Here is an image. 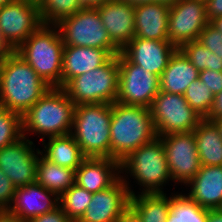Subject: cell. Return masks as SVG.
Wrapping results in <instances>:
<instances>
[{
  "mask_svg": "<svg viewBox=\"0 0 222 222\" xmlns=\"http://www.w3.org/2000/svg\"><path fill=\"white\" fill-rule=\"evenodd\" d=\"M163 143L172 180L188 184L201 168L194 131L159 137Z\"/></svg>",
  "mask_w": 222,
  "mask_h": 222,
  "instance_id": "obj_11",
  "label": "cell"
},
{
  "mask_svg": "<svg viewBox=\"0 0 222 222\" xmlns=\"http://www.w3.org/2000/svg\"><path fill=\"white\" fill-rule=\"evenodd\" d=\"M12 203L8 211L20 220L29 222L31 219L59 207V196L34 182L17 187Z\"/></svg>",
  "mask_w": 222,
  "mask_h": 222,
  "instance_id": "obj_17",
  "label": "cell"
},
{
  "mask_svg": "<svg viewBox=\"0 0 222 222\" xmlns=\"http://www.w3.org/2000/svg\"><path fill=\"white\" fill-rule=\"evenodd\" d=\"M183 96L198 115L203 119L209 117L215 95L199 78L189 84Z\"/></svg>",
  "mask_w": 222,
  "mask_h": 222,
  "instance_id": "obj_32",
  "label": "cell"
},
{
  "mask_svg": "<svg viewBox=\"0 0 222 222\" xmlns=\"http://www.w3.org/2000/svg\"><path fill=\"white\" fill-rule=\"evenodd\" d=\"M199 80L202 81L214 95L222 91V71L203 70L199 72Z\"/></svg>",
  "mask_w": 222,
  "mask_h": 222,
  "instance_id": "obj_36",
  "label": "cell"
},
{
  "mask_svg": "<svg viewBox=\"0 0 222 222\" xmlns=\"http://www.w3.org/2000/svg\"><path fill=\"white\" fill-rule=\"evenodd\" d=\"M110 0H81L83 8L96 9Z\"/></svg>",
  "mask_w": 222,
  "mask_h": 222,
  "instance_id": "obj_44",
  "label": "cell"
},
{
  "mask_svg": "<svg viewBox=\"0 0 222 222\" xmlns=\"http://www.w3.org/2000/svg\"><path fill=\"white\" fill-rule=\"evenodd\" d=\"M110 123L111 104L75 105L71 135L85 157L110 158Z\"/></svg>",
  "mask_w": 222,
  "mask_h": 222,
  "instance_id": "obj_5",
  "label": "cell"
},
{
  "mask_svg": "<svg viewBox=\"0 0 222 222\" xmlns=\"http://www.w3.org/2000/svg\"><path fill=\"white\" fill-rule=\"evenodd\" d=\"M48 141H42L45 153L40 151V155L54 164L76 170L86 158L71 134L50 137Z\"/></svg>",
  "mask_w": 222,
  "mask_h": 222,
  "instance_id": "obj_25",
  "label": "cell"
},
{
  "mask_svg": "<svg viewBox=\"0 0 222 222\" xmlns=\"http://www.w3.org/2000/svg\"><path fill=\"white\" fill-rule=\"evenodd\" d=\"M36 182L60 196L75 183V170L38 157Z\"/></svg>",
  "mask_w": 222,
  "mask_h": 222,
  "instance_id": "obj_26",
  "label": "cell"
},
{
  "mask_svg": "<svg viewBox=\"0 0 222 222\" xmlns=\"http://www.w3.org/2000/svg\"><path fill=\"white\" fill-rule=\"evenodd\" d=\"M43 25H57L83 9L81 0H38Z\"/></svg>",
  "mask_w": 222,
  "mask_h": 222,
  "instance_id": "obj_29",
  "label": "cell"
},
{
  "mask_svg": "<svg viewBox=\"0 0 222 222\" xmlns=\"http://www.w3.org/2000/svg\"><path fill=\"white\" fill-rule=\"evenodd\" d=\"M16 187L0 168V210H8L13 202Z\"/></svg>",
  "mask_w": 222,
  "mask_h": 222,
  "instance_id": "obj_35",
  "label": "cell"
},
{
  "mask_svg": "<svg viewBox=\"0 0 222 222\" xmlns=\"http://www.w3.org/2000/svg\"><path fill=\"white\" fill-rule=\"evenodd\" d=\"M169 9V5L157 2L134 6L135 37L169 41Z\"/></svg>",
  "mask_w": 222,
  "mask_h": 222,
  "instance_id": "obj_22",
  "label": "cell"
},
{
  "mask_svg": "<svg viewBox=\"0 0 222 222\" xmlns=\"http://www.w3.org/2000/svg\"><path fill=\"white\" fill-rule=\"evenodd\" d=\"M208 209L193 202L186 194L172 195L165 222H207Z\"/></svg>",
  "mask_w": 222,
  "mask_h": 222,
  "instance_id": "obj_28",
  "label": "cell"
},
{
  "mask_svg": "<svg viewBox=\"0 0 222 222\" xmlns=\"http://www.w3.org/2000/svg\"><path fill=\"white\" fill-rule=\"evenodd\" d=\"M205 4L209 22L222 16V0H208Z\"/></svg>",
  "mask_w": 222,
  "mask_h": 222,
  "instance_id": "obj_38",
  "label": "cell"
},
{
  "mask_svg": "<svg viewBox=\"0 0 222 222\" xmlns=\"http://www.w3.org/2000/svg\"><path fill=\"white\" fill-rule=\"evenodd\" d=\"M6 53L0 48V60H4V58L6 57Z\"/></svg>",
  "mask_w": 222,
  "mask_h": 222,
  "instance_id": "obj_50",
  "label": "cell"
},
{
  "mask_svg": "<svg viewBox=\"0 0 222 222\" xmlns=\"http://www.w3.org/2000/svg\"><path fill=\"white\" fill-rule=\"evenodd\" d=\"M29 222H73L69 220L66 214L60 207H57L55 210L39 215Z\"/></svg>",
  "mask_w": 222,
  "mask_h": 222,
  "instance_id": "obj_37",
  "label": "cell"
},
{
  "mask_svg": "<svg viewBox=\"0 0 222 222\" xmlns=\"http://www.w3.org/2000/svg\"><path fill=\"white\" fill-rule=\"evenodd\" d=\"M171 198L166 193L135 194L130 198V207L142 222H165Z\"/></svg>",
  "mask_w": 222,
  "mask_h": 222,
  "instance_id": "obj_27",
  "label": "cell"
},
{
  "mask_svg": "<svg viewBox=\"0 0 222 222\" xmlns=\"http://www.w3.org/2000/svg\"><path fill=\"white\" fill-rule=\"evenodd\" d=\"M22 137V116L0 106V149Z\"/></svg>",
  "mask_w": 222,
  "mask_h": 222,
  "instance_id": "obj_33",
  "label": "cell"
},
{
  "mask_svg": "<svg viewBox=\"0 0 222 222\" xmlns=\"http://www.w3.org/2000/svg\"><path fill=\"white\" fill-rule=\"evenodd\" d=\"M214 27L222 33V16L211 21Z\"/></svg>",
  "mask_w": 222,
  "mask_h": 222,
  "instance_id": "obj_46",
  "label": "cell"
},
{
  "mask_svg": "<svg viewBox=\"0 0 222 222\" xmlns=\"http://www.w3.org/2000/svg\"><path fill=\"white\" fill-rule=\"evenodd\" d=\"M157 137L148 107L111 104L110 158L119 162Z\"/></svg>",
  "mask_w": 222,
  "mask_h": 222,
  "instance_id": "obj_2",
  "label": "cell"
},
{
  "mask_svg": "<svg viewBox=\"0 0 222 222\" xmlns=\"http://www.w3.org/2000/svg\"><path fill=\"white\" fill-rule=\"evenodd\" d=\"M96 9L112 43L121 51L135 37L134 6L110 0Z\"/></svg>",
  "mask_w": 222,
  "mask_h": 222,
  "instance_id": "obj_18",
  "label": "cell"
},
{
  "mask_svg": "<svg viewBox=\"0 0 222 222\" xmlns=\"http://www.w3.org/2000/svg\"><path fill=\"white\" fill-rule=\"evenodd\" d=\"M177 49L170 41L134 37L121 53L131 63L160 77Z\"/></svg>",
  "mask_w": 222,
  "mask_h": 222,
  "instance_id": "obj_16",
  "label": "cell"
},
{
  "mask_svg": "<svg viewBox=\"0 0 222 222\" xmlns=\"http://www.w3.org/2000/svg\"><path fill=\"white\" fill-rule=\"evenodd\" d=\"M0 48L6 53V54H12L16 52V49L8 42L6 39L3 30L0 25Z\"/></svg>",
  "mask_w": 222,
  "mask_h": 222,
  "instance_id": "obj_41",
  "label": "cell"
},
{
  "mask_svg": "<svg viewBox=\"0 0 222 222\" xmlns=\"http://www.w3.org/2000/svg\"><path fill=\"white\" fill-rule=\"evenodd\" d=\"M197 70L222 71V58L214 55L198 40L190 41L179 48Z\"/></svg>",
  "mask_w": 222,
  "mask_h": 222,
  "instance_id": "obj_31",
  "label": "cell"
},
{
  "mask_svg": "<svg viewBox=\"0 0 222 222\" xmlns=\"http://www.w3.org/2000/svg\"><path fill=\"white\" fill-rule=\"evenodd\" d=\"M0 25L8 42L17 49L43 25L37 2L15 0L1 7Z\"/></svg>",
  "mask_w": 222,
  "mask_h": 222,
  "instance_id": "obj_13",
  "label": "cell"
},
{
  "mask_svg": "<svg viewBox=\"0 0 222 222\" xmlns=\"http://www.w3.org/2000/svg\"><path fill=\"white\" fill-rule=\"evenodd\" d=\"M13 1H15V0H0V8L13 2Z\"/></svg>",
  "mask_w": 222,
  "mask_h": 222,
  "instance_id": "obj_49",
  "label": "cell"
},
{
  "mask_svg": "<svg viewBox=\"0 0 222 222\" xmlns=\"http://www.w3.org/2000/svg\"><path fill=\"white\" fill-rule=\"evenodd\" d=\"M135 192L121 176L109 188L93 193L91 202L78 222H117L130 207Z\"/></svg>",
  "mask_w": 222,
  "mask_h": 222,
  "instance_id": "obj_15",
  "label": "cell"
},
{
  "mask_svg": "<svg viewBox=\"0 0 222 222\" xmlns=\"http://www.w3.org/2000/svg\"><path fill=\"white\" fill-rule=\"evenodd\" d=\"M126 3H130L133 6H136L138 4H144V3H152V0H120Z\"/></svg>",
  "mask_w": 222,
  "mask_h": 222,
  "instance_id": "obj_45",
  "label": "cell"
},
{
  "mask_svg": "<svg viewBox=\"0 0 222 222\" xmlns=\"http://www.w3.org/2000/svg\"><path fill=\"white\" fill-rule=\"evenodd\" d=\"M63 51L64 43L55 25H42L16 49L46 84L60 88Z\"/></svg>",
  "mask_w": 222,
  "mask_h": 222,
  "instance_id": "obj_3",
  "label": "cell"
},
{
  "mask_svg": "<svg viewBox=\"0 0 222 222\" xmlns=\"http://www.w3.org/2000/svg\"><path fill=\"white\" fill-rule=\"evenodd\" d=\"M198 41L214 55L222 58V33L211 22L201 31Z\"/></svg>",
  "mask_w": 222,
  "mask_h": 222,
  "instance_id": "obj_34",
  "label": "cell"
},
{
  "mask_svg": "<svg viewBox=\"0 0 222 222\" xmlns=\"http://www.w3.org/2000/svg\"><path fill=\"white\" fill-rule=\"evenodd\" d=\"M117 222H142L138 214L129 207L120 217Z\"/></svg>",
  "mask_w": 222,
  "mask_h": 222,
  "instance_id": "obj_40",
  "label": "cell"
},
{
  "mask_svg": "<svg viewBox=\"0 0 222 222\" xmlns=\"http://www.w3.org/2000/svg\"><path fill=\"white\" fill-rule=\"evenodd\" d=\"M187 185L193 202L208 210L222 209V166H201Z\"/></svg>",
  "mask_w": 222,
  "mask_h": 222,
  "instance_id": "obj_21",
  "label": "cell"
},
{
  "mask_svg": "<svg viewBox=\"0 0 222 222\" xmlns=\"http://www.w3.org/2000/svg\"><path fill=\"white\" fill-rule=\"evenodd\" d=\"M120 170L129 172L144 187L140 193H164L163 185L172 180L159 137L131 152L120 162Z\"/></svg>",
  "mask_w": 222,
  "mask_h": 222,
  "instance_id": "obj_7",
  "label": "cell"
},
{
  "mask_svg": "<svg viewBox=\"0 0 222 222\" xmlns=\"http://www.w3.org/2000/svg\"><path fill=\"white\" fill-rule=\"evenodd\" d=\"M157 137L194 131L203 119L179 94L159 91L149 107Z\"/></svg>",
  "mask_w": 222,
  "mask_h": 222,
  "instance_id": "obj_9",
  "label": "cell"
},
{
  "mask_svg": "<svg viewBox=\"0 0 222 222\" xmlns=\"http://www.w3.org/2000/svg\"><path fill=\"white\" fill-rule=\"evenodd\" d=\"M25 135L0 149V168L16 188L36 182L40 150L35 152L33 142Z\"/></svg>",
  "mask_w": 222,
  "mask_h": 222,
  "instance_id": "obj_14",
  "label": "cell"
},
{
  "mask_svg": "<svg viewBox=\"0 0 222 222\" xmlns=\"http://www.w3.org/2000/svg\"><path fill=\"white\" fill-rule=\"evenodd\" d=\"M93 193L75 183L59 196V207L73 222H78L84 215L88 204L91 202Z\"/></svg>",
  "mask_w": 222,
  "mask_h": 222,
  "instance_id": "obj_30",
  "label": "cell"
},
{
  "mask_svg": "<svg viewBox=\"0 0 222 222\" xmlns=\"http://www.w3.org/2000/svg\"><path fill=\"white\" fill-rule=\"evenodd\" d=\"M51 87L16 52L0 71V106L23 116Z\"/></svg>",
  "mask_w": 222,
  "mask_h": 222,
  "instance_id": "obj_1",
  "label": "cell"
},
{
  "mask_svg": "<svg viewBox=\"0 0 222 222\" xmlns=\"http://www.w3.org/2000/svg\"><path fill=\"white\" fill-rule=\"evenodd\" d=\"M199 78V71L178 48L159 77L160 91L183 95L189 84Z\"/></svg>",
  "mask_w": 222,
  "mask_h": 222,
  "instance_id": "obj_23",
  "label": "cell"
},
{
  "mask_svg": "<svg viewBox=\"0 0 222 222\" xmlns=\"http://www.w3.org/2000/svg\"><path fill=\"white\" fill-rule=\"evenodd\" d=\"M114 55L106 49L64 46L61 88L72 78L106 64Z\"/></svg>",
  "mask_w": 222,
  "mask_h": 222,
  "instance_id": "obj_20",
  "label": "cell"
},
{
  "mask_svg": "<svg viewBox=\"0 0 222 222\" xmlns=\"http://www.w3.org/2000/svg\"><path fill=\"white\" fill-rule=\"evenodd\" d=\"M207 222H222V209L208 210Z\"/></svg>",
  "mask_w": 222,
  "mask_h": 222,
  "instance_id": "obj_43",
  "label": "cell"
},
{
  "mask_svg": "<svg viewBox=\"0 0 222 222\" xmlns=\"http://www.w3.org/2000/svg\"><path fill=\"white\" fill-rule=\"evenodd\" d=\"M177 0H152V2L162 3L172 6Z\"/></svg>",
  "mask_w": 222,
  "mask_h": 222,
  "instance_id": "obj_48",
  "label": "cell"
},
{
  "mask_svg": "<svg viewBox=\"0 0 222 222\" xmlns=\"http://www.w3.org/2000/svg\"><path fill=\"white\" fill-rule=\"evenodd\" d=\"M212 121L216 124V126L219 128V132L222 137V118H213Z\"/></svg>",
  "mask_w": 222,
  "mask_h": 222,
  "instance_id": "obj_47",
  "label": "cell"
},
{
  "mask_svg": "<svg viewBox=\"0 0 222 222\" xmlns=\"http://www.w3.org/2000/svg\"><path fill=\"white\" fill-rule=\"evenodd\" d=\"M208 23L206 4L203 1L177 0L169 9V41L180 48L187 42L198 40Z\"/></svg>",
  "mask_w": 222,
  "mask_h": 222,
  "instance_id": "obj_12",
  "label": "cell"
},
{
  "mask_svg": "<svg viewBox=\"0 0 222 222\" xmlns=\"http://www.w3.org/2000/svg\"><path fill=\"white\" fill-rule=\"evenodd\" d=\"M55 26L64 46L101 48L109 50L114 56L121 52L112 43L97 9L83 8Z\"/></svg>",
  "mask_w": 222,
  "mask_h": 222,
  "instance_id": "obj_8",
  "label": "cell"
},
{
  "mask_svg": "<svg viewBox=\"0 0 222 222\" xmlns=\"http://www.w3.org/2000/svg\"><path fill=\"white\" fill-rule=\"evenodd\" d=\"M198 156L202 166H222V137L216 124L202 119L194 130Z\"/></svg>",
  "mask_w": 222,
  "mask_h": 222,
  "instance_id": "obj_24",
  "label": "cell"
},
{
  "mask_svg": "<svg viewBox=\"0 0 222 222\" xmlns=\"http://www.w3.org/2000/svg\"><path fill=\"white\" fill-rule=\"evenodd\" d=\"M2 62H3V60H0V71H1V67H2Z\"/></svg>",
  "mask_w": 222,
  "mask_h": 222,
  "instance_id": "obj_51",
  "label": "cell"
},
{
  "mask_svg": "<svg viewBox=\"0 0 222 222\" xmlns=\"http://www.w3.org/2000/svg\"><path fill=\"white\" fill-rule=\"evenodd\" d=\"M119 173L120 162L113 158L86 157L75 170V184L96 193L112 186L121 177Z\"/></svg>",
  "mask_w": 222,
  "mask_h": 222,
  "instance_id": "obj_19",
  "label": "cell"
},
{
  "mask_svg": "<svg viewBox=\"0 0 222 222\" xmlns=\"http://www.w3.org/2000/svg\"><path fill=\"white\" fill-rule=\"evenodd\" d=\"M75 104L60 87H51L23 116V134L43 137L71 134ZM25 131V132H24Z\"/></svg>",
  "mask_w": 222,
  "mask_h": 222,
  "instance_id": "obj_4",
  "label": "cell"
},
{
  "mask_svg": "<svg viewBox=\"0 0 222 222\" xmlns=\"http://www.w3.org/2000/svg\"><path fill=\"white\" fill-rule=\"evenodd\" d=\"M118 55L106 64L70 79L62 89L75 105L112 104L118 97Z\"/></svg>",
  "mask_w": 222,
  "mask_h": 222,
  "instance_id": "obj_6",
  "label": "cell"
},
{
  "mask_svg": "<svg viewBox=\"0 0 222 222\" xmlns=\"http://www.w3.org/2000/svg\"><path fill=\"white\" fill-rule=\"evenodd\" d=\"M0 222H24L8 210H0Z\"/></svg>",
  "mask_w": 222,
  "mask_h": 222,
  "instance_id": "obj_42",
  "label": "cell"
},
{
  "mask_svg": "<svg viewBox=\"0 0 222 222\" xmlns=\"http://www.w3.org/2000/svg\"><path fill=\"white\" fill-rule=\"evenodd\" d=\"M118 62L119 85L116 102L149 108L160 91L159 77L131 63L121 52Z\"/></svg>",
  "mask_w": 222,
  "mask_h": 222,
  "instance_id": "obj_10",
  "label": "cell"
},
{
  "mask_svg": "<svg viewBox=\"0 0 222 222\" xmlns=\"http://www.w3.org/2000/svg\"><path fill=\"white\" fill-rule=\"evenodd\" d=\"M222 118V91L215 95L214 105L207 119Z\"/></svg>",
  "mask_w": 222,
  "mask_h": 222,
  "instance_id": "obj_39",
  "label": "cell"
}]
</instances>
